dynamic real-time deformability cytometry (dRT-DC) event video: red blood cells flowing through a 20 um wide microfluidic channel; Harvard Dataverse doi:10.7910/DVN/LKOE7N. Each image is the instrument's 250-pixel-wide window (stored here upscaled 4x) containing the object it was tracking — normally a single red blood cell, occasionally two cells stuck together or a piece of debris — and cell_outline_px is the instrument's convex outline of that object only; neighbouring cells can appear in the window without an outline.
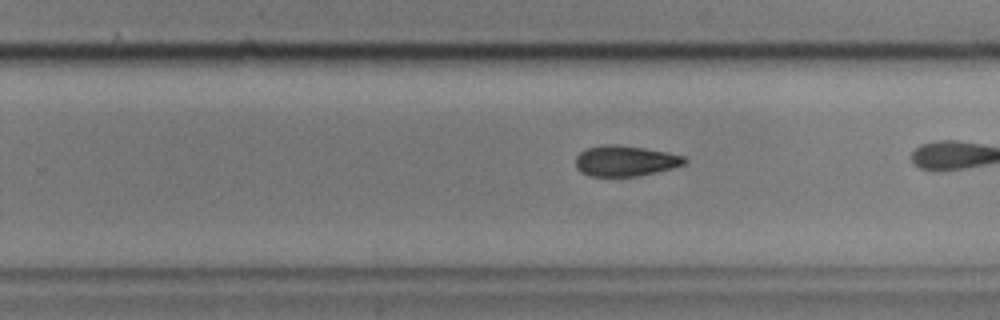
{"species": "common noctule bat (a hibernating species)", "species_latin": "Nyctalus noctula", "temperature_condition": "cold", "stored_images_in_passage": 30, "camera_frame_rate_fps": 3000, "um_per_image_px": 0.085, "animal": {"sex": "male", "body_mass_g": 17.9, "forearm_length_mm": 54.2}, "frame": {"image": 1, "passage_image": 22, "time_ms": 7.0, "image_size_px": [1000, 320], "cell_outline_px": [[688, 160], [684, 164], [672, 168], [656, 172], [636, 176], [588, 176], [580, 172], [576, 168], [576, 156], [580, 152], [588, 148], [604, 144], [612, 144], [644, 148], [668, 152], [684, 156]], "centroid_in_image_um": [53.13, 13.68], "position_along_channel_um": 276.7, "area_um2": 19.42}}